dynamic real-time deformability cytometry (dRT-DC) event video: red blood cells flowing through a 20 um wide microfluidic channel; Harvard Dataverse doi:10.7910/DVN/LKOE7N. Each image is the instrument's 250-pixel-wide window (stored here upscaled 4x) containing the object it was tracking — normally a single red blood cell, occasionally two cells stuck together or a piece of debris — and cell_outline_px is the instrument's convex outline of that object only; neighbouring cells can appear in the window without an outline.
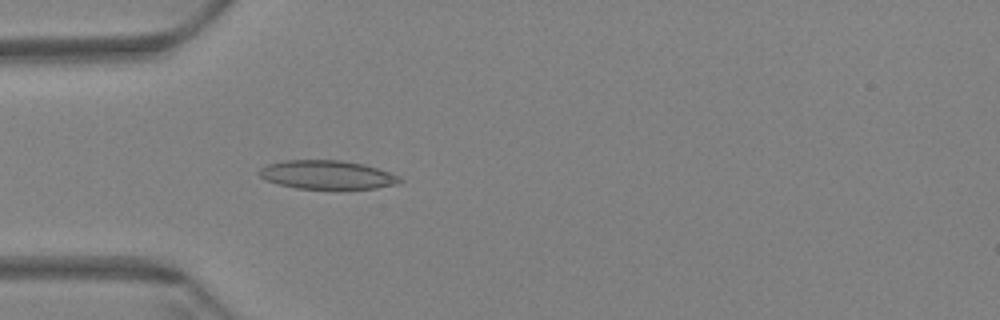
{"species": "Egyptian fruit bat (a non-hibernating species)", "species_latin": "Rousettus aegyptiacus", "temperature_condition": "warm", "stored_images_in_passage": 58, "camera_frame_rate_fps": 3000, "um_per_image_px": 0.085, "animal": {"sex": "female"}, "frame": {"image": 1, "passage_image": 17, "time_ms": 5.333, "image_size_px": [1000, 320], "cell_outline_px": [[404, 180], [396, 184], [376, 188], [296, 188], [280, 184], [268, 180], [260, 176], [260, 168], [268, 164], [288, 160], [340, 160], [364, 164], [388, 172]], "centroid_in_image_um": [27.81, 14.84], "position_along_channel_um": 57.2, "area_um2": 22.95}}
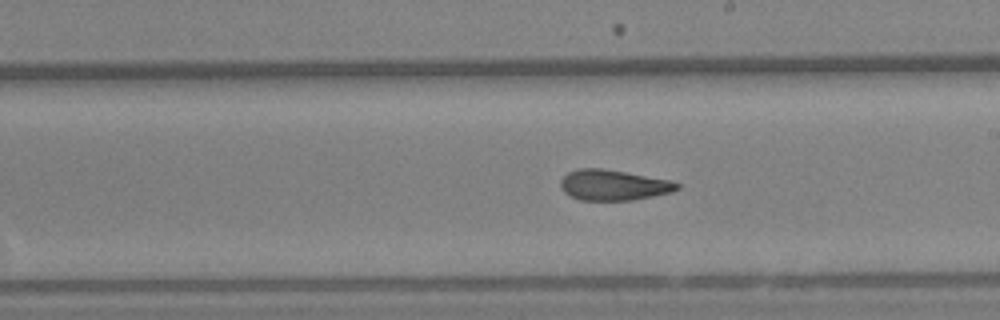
{"frame": {"image": 2, "passage_image": 33, "time_ms": 10.667, "image_size_px": [1000, 320], "cell_outline_px": [[680, 188], [672, 192], [632, 200], [580, 200], [568, 196], [564, 192], [560, 184], [560, 180], [568, 172], [580, 168], [600, 168], [624, 172], [668, 180], [680, 184]], "centroid_in_image_um": [52.1, 15.74], "position_along_channel_um": 236.9, "area_um2": 20.58}}
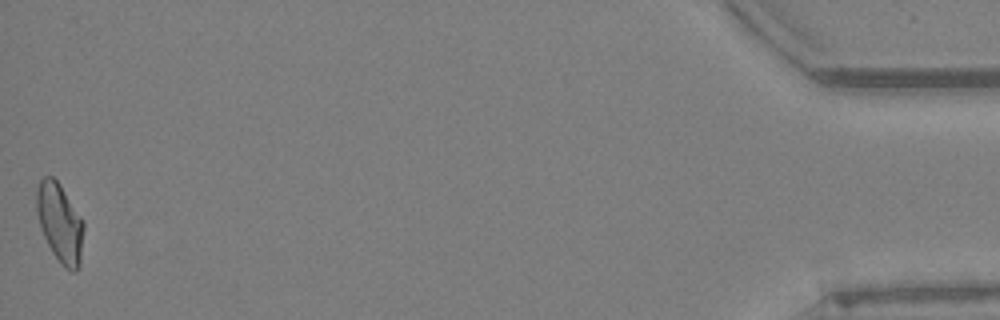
{"frame": {"image": 3, "passage_image": 58, "time_ms": 19.0, "image_size_px": [1000, 320], "cell_outline_px": [[84, 228], [80, 268], [76, 272], [72, 272], [64, 268], [60, 264], [52, 252], [40, 228], [36, 212], [36, 188], [40, 180], [44, 176], [52, 176], [60, 184], [84, 220]], "centroid_in_image_um": [5.1, 18.97], "position_along_channel_um": 430.1, "area_um2": 22.14}, "authors_computed_cell_mechanics": {"area_um2": 21.6172, "velocity_mm_per_s": 3.4743, "shape_relaxation_time_tau1_ms": null, "shape_relaxation_time_tau2_ms": 2.4748, "deformation_change_tau1": null, "deformation_change_tau2": 0.0948}}